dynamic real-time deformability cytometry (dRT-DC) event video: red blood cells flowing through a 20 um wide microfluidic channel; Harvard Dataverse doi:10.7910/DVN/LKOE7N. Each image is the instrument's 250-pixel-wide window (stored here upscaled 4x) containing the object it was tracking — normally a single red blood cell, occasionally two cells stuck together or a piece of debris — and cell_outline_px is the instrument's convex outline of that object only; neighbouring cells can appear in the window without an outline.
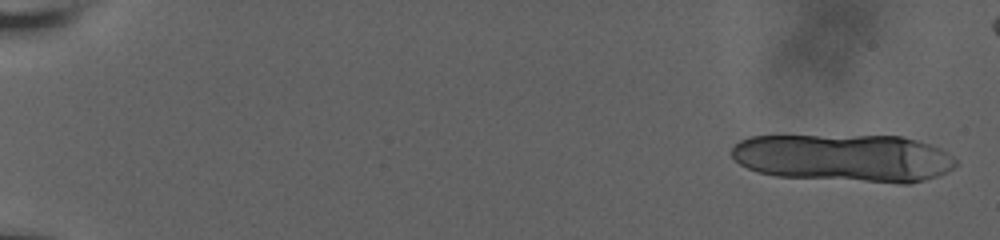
{"species": "human", "species_latin": "Homo sapiens", "temperature_condition": "room temperature", "stored_images_in_passage": 13, "camera_frame_rate_fps": 3000, "um_per_image_px": 0.085, "donor": {"sex": "male"}, "frame": {"image": 1, "passage_image": 1, "time_ms": 0.0, "image_size_px": [1000, 240], "cell_outline_px": [[956, 164], [952, 168], [936, 176], [924, 180], [908, 184], [900, 184], [776, 176], [760, 172], [748, 168], [740, 164], [732, 156], [732, 148], [740, 140], [748, 136], [900, 136], [916, 140], [940, 148], [952, 156], [956, 160]], "centroid_in_image_um": [71.74, 13.43], "position_along_channel_um": 13.3, "area_um2": 62.42}}
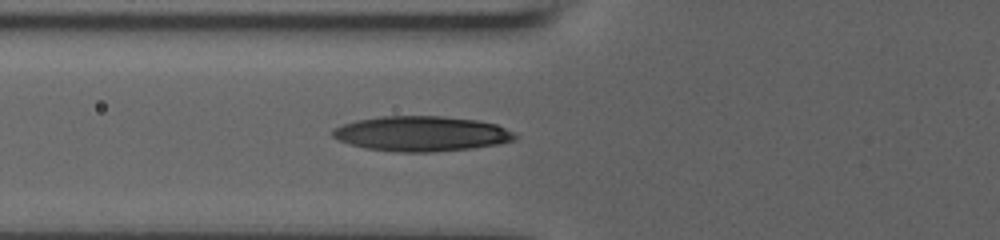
{"frame": {"image": 2, "passage_image": 10, "time_ms": 7.667, "image_size_px": [1000, 240], "cell_outline_px": [[520, 136], [516, 140], [500, 144], [472, 148], [436, 152], [392, 152], [364, 148], [348, 144], [336, 140], [332, 136], [332, 132], [336, 128], [344, 124], [356, 120], [380, 116], [444, 116], [476, 120], [496, 124], [516, 132]], "centroid_in_image_um": [35.86, 11.37], "position_along_channel_um": 89.9, "area_um2": 37.8}}
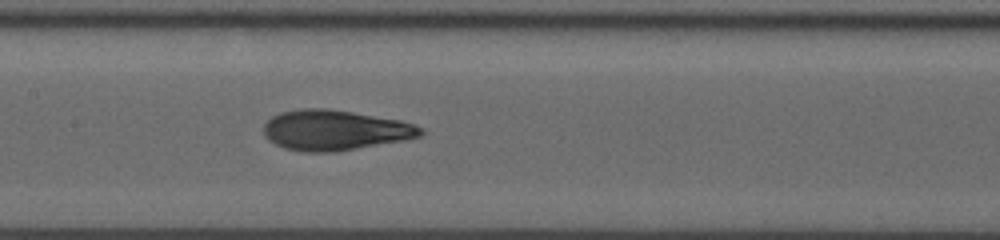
{"frame": {"image": 3, "passage_image": 13, "time_ms": 10.0, "image_size_px": [1000, 240], "cell_outline_px": [[424, 132], [420, 136], [404, 140], [336, 152], [304, 152], [284, 148], [268, 140], [264, 136], [264, 124], [272, 116], [280, 112], [304, 108], [324, 108], [352, 112], [400, 120], [416, 124], [424, 128]], "centroid_in_image_um": [28.46, 11.07], "position_along_channel_um": 178.9, "area_um2": 36.93}}